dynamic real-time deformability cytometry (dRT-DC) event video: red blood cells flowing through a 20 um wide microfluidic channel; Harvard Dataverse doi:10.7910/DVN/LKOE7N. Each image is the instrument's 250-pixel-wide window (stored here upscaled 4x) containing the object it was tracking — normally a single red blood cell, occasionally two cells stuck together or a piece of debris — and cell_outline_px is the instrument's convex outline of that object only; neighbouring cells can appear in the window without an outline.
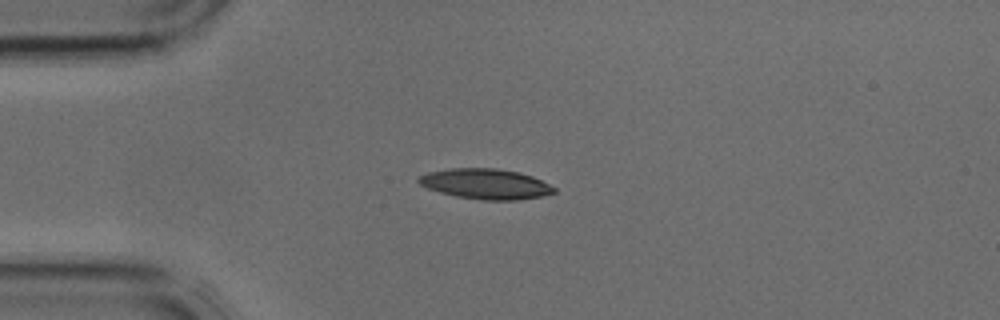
{"species": "common noctule bat (a hibernating species)", "species_latin": "Nyctalus noctula", "temperature_condition": "cold", "stored_images_in_passage": 32, "camera_frame_rate_fps": 3000, "um_per_image_px": 0.085, "animal": {"sex": "male", "body_mass_g": 17.9, "forearm_length_mm": 54.2}, "frame": {"image": 1, "passage_image": 1, "time_ms": 0.0, "image_size_px": [1000, 320], "cell_outline_px": [[556, 192], [544, 196], [516, 200], [484, 200], [456, 196], [440, 192], [428, 188], [420, 184], [416, 180], [420, 176], [428, 172], [452, 168], [496, 168], [516, 172], [532, 176], [556, 188]], "centroid_in_image_um": [41.29, 15.64], "position_along_channel_um": 43.7, "area_um2": 23.76}}
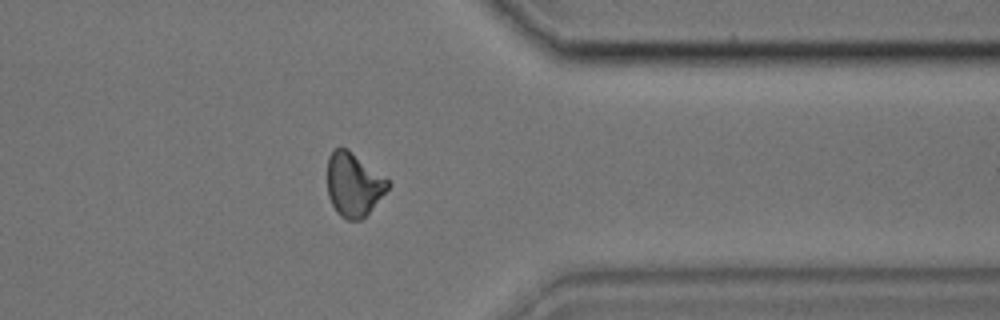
{"frame": {"image": 2, "passage_image": 24, "time_ms": 7.667, "image_size_px": [1000, 320], "cell_outline_px": [[392, 184], [368, 212], [360, 220], [348, 220], [340, 216], [336, 212], [328, 196], [328, 156], [332, 148], [348, 148], [388, 180]], "centroid_in_image_um": [30.03, 15.67], "position_along_channel_um": 381.4, "area_um2": 22.31}}
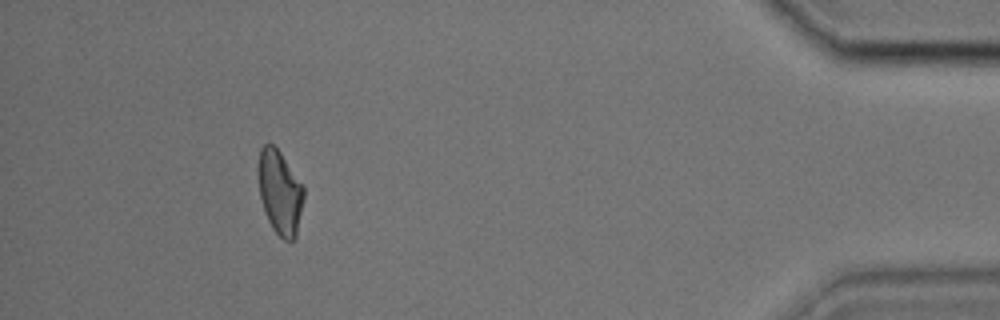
{"frame": {"image": 3, "passage_image": 29, "time_ms": 9.333, "image_size_px": [1000, 320], "cell_outline_px": [[304, 200], [296, 236], [292, 240], [284, 240], [272, 228], [268, 220], [260, 196], [256, 172], [256, 168], [260, 148], [264, 144], [272, 144], [280, 152], [304, 184]], "centroid_in_image_um": [23.78, 16.3], "position_along_channel_um": 411.4, "area_um2": 22.66}}